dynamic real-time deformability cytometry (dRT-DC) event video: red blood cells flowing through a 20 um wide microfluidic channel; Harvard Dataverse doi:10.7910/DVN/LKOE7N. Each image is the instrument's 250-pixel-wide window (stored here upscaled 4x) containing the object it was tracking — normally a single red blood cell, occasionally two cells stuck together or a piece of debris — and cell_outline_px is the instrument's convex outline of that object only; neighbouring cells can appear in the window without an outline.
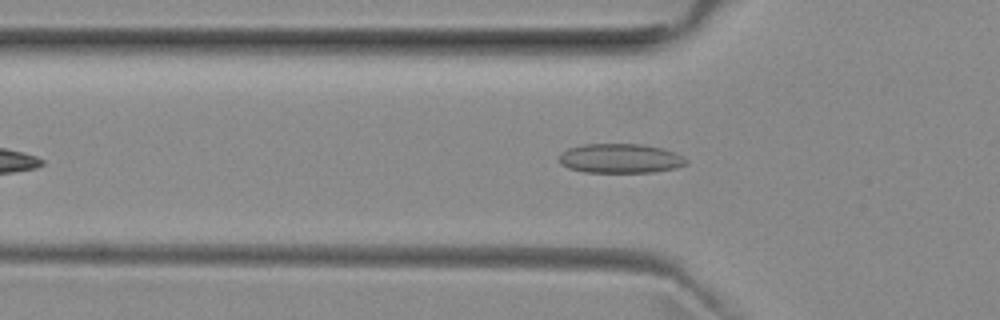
{"species": "common noctule bat (a hibernating species)", "species_latin": "Nyctalus noctula", "temperature_condition": "room temperature", "stored_images_in_passage": 5, "camera_frame_rate_fps": 3000, "um_per_image_px": 0.085, "animal": {"sex": "female", "body_mass_g": 29.2, "forearm_length_mm": 56.3}, "frame": {"image": 1, "passage_image": 3, "time_ms": 0.667, "image_size_px": [1000, 320], "cell_outline_px": [[688, 164], [676, 168], [656, 172], [584, 172], [568, 168], [560, 164], [556, 160], [560, 152], [568, 148], [584, 144], [644, 144], [660, 148], [672, 152], [688, 160]], "centroid_in_image_um": [52.66, 13.47], "position_along_channel_um": 73.1, "area_um2": 21.96}}